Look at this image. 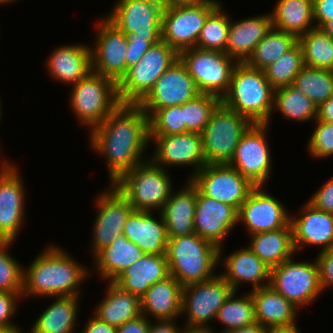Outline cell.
<instances>
[{"instance_id": "1", "label": "cell", "mask_w": 333, "mask_h": 333, "mask_svg": "<svg viewBox=\"0 0 333 333\" xmlns=\"http://www.w3.org/2000/svg\"><path fill=\"white\" fill-rule=\"evenodd\" d=\"M92 150L105 157L110 185L145 162L149 146V116L138 104L121 103L89 133Z\"/></svg>"}, {"instance_id": "2", "label": "cell", "mask_w": 333, "mask_h": 333, "mask_svg": "<svg viewBox=\"0 0 333 333\" xmlns=\"http://www.w3.org/2000/svg\"><path fill=\"white\" fill-rule=\"evenodd\" d=\"M58 245H49L24 268L25 296H81L79 285L89 276L87 267Z\"/></svg>"}, {"instance_id": "3", "label": "cell", "mask_w": 333, "mask_h": 333, "mask_svg": "<svg viewBox=\"0 0 333 333\" xmlns=\"http://www.w3.org/2000/svg\"><path fill=\"white\" fill-rule=\"evenodd\" d=\"M273 100L274 89L264 70L253 68L246 62H238L221 103L253 124L269 125L273 116Z\"/></svg>"}, {"instance_id": "4", "label": "cell", "mask_w": 333, "mask_h": 333, "mask_svg": "<svg viewBox=\"0 0 333 333\" xmlns=\"http://www.w3.org/2000/svg\"><path fill=\"white\" fill-rule=\"evenodd\" d=\"M166 257L170 275L183 287L217 275L219 248L196 233L169 238Z\"/></svg>"}, {"instance_id": "5", "label": "cell", "mask_w": 333, "mask_h": 333, "mask_svg": "<svg viewBox=\"0 0 333 333\" xmlns=\"http://www.w3.org/2000/svg\"><path fill=\"white\" fill-rule=\"evenodd\" d=\"M169 171L150 159L122 176L114 186L135 211H162L174 189Z\"/></svg>"}, {"instance_id": "6", "label": "cell", "mask_w": 333, "mask_h": 333, "mask_svg": "<svg viewBox=\"0 0 333 333\" xmlns=\"http://www.w3.org/2000/svg\"><path fill=\"white\" fill-rule=\"evenodd\" d=\"M71 87L69 100L72 112L81 125L89 127L90 131L121 104L117 84L94 71Z\"/></svg>"}, {"instance_id": "7", "label": "cell", "mask_w": 333, "mask_h": 333, "mask_svg": "<svg viewBox=\"0 0 333 333\" xmlns=\"http://www.w3.org/2000/svg\"><path fill=\"white\" fill-rule=\"evenodd\" d=\"M252 125L249 119L220 103L201 133L206 164H229Z\"/></svg>"}, {"instance_id": "8", "label": "cell", "mask_w": 333, "mask_h": 333, "mask_svg": "<svg viewBox=\"0 0 333 333\" xmlns=\"http://www.w3.org/2000/svg\"><path fill=\"white\" fill-rule=\"evenodd\" d=\"M177 59L179 54L163 40L152 45L117 84L120 103L138 104Z\"/></svg>"}, {"instance_id": "9", "label": "cell", "mask_w": 333, "mask_h": 333, "mask_svg": "<svg viewBox=\"0 0 333 333\" xmlns=\"http://www.w3.org/2000/svg\"><path fill=\"white\" fill-rule=\"evenodd\" d=\"M179 59L186 66L200 93L220 99L227 93L234 67L238 63L225 52L197 47L181 51Z\"/></svg>"}, {"instance_id": "10", "label": "cell", "mask_w": 333, "mask_h": 333, "mask_svg": "<svg viewBox=\"0 0 333 333\" xmlns=\"http://www.w3.org/2000/svg\"><path fill=\"white\" fill-rule=\"evenodd\" d=\"M269 285L298 309L310 306L323 292L316 259L296 262L289 258L271 268Z\"/></svg>"}, {"instance_id": "11", "label": "cell", "mask_w": 333, "mask_h": 333, "mask_svg": "<svg viewBox=\"0 0 333 333\" xmlns=\"http://www.w3.org/2000/svg\"><path fill=\"white\" fill-rule=\"evenodd\" d=\"M220 2L165 5L162 13L161 40L178 54L196 47L207 16Z\"/></svg>"}, {"instance_id": "12", "label": "cell", "mask_w": 333, "mask_h": 333, "mask_svg": "<svg viewBox=\"0 0 333 333\" xmlns=\"http://www.w3.org/2000/svg\"><path fill=\"white\" fill-rule=\"evenodd\" d=\"M232 286L220 275L204 282L186 285L182 289V316L186 329H212L218 310L233 292ZM210 326H209V325Z\"/></svg>"}, {"instance_id": "13", "label": "cell", "mask_w": 333, "mask_h": 333, "mask_svg": "<svg viewBox=\"0 0 333 333\" xmlns=\"http://www.w3.org/2000/svg\"><path fill=\"white\" fill-rule=\"evenodd\" d=\"M106 18L123 33L147 38L152 45L161 40L163 0H117Z\"/></svg>"}, {"instance_id": "14", "label": "cell", "mask_w": 333, "mask_h": 333, "mask_svg": "<svg viewBox=\"0 0 333 333\" xmlns=\"http://www.w3.org/2000/svg\"><path fill=\"white\" fill-rule=\"evenodd\" d=\"M190 181L205 195L239 210L256 187L229 164H206Z\"/></svg>"}, {"instance_id": "15", "label": "cell", "mask_w": 333, "mask_h": 333, "mask_svg": "<svg viewBox=\"0 0 333 333\" xmlns=\"http://www.w3.org/2000/svg\"><path fill=\"white\" fill-rule=\"evenodd\" d=\"M268 127V124H253L242 136L229 163L255 186H265L272 171V157L266 135Z\"/></svg>"}, {"instance_id": "16", "label": "cell", "mask_w": 333, "mask_h": 333, "mask_svg": "<svg viewBox=\"0 0 333 333\" xmlns=\"http://www.w3.org/2000/svg\"><path fill=\"white\" fill-rule=\"evenodd\" d=\"M95 200L97 212L91 234L92 257L123 234L124 225L134 211L130 202L114 185L101 192Z\"/></svg>"}, {"instance_id": "17", "label": "cell", "mask_w": 333, "mask_h": 333, "mask_svg": "<svg viewBox=\"0 0 333 333\" xmlns=\"http://www.w3.org/2000/svg\"><path fill=\"white\" fill-rule=\"evenodd\" d=\"M97 25L95 42L90 48L92 71L118 84L126 74V36L106 17Z\"/></svg>"}, {"instance_id": "18", "label": "cell", "mask_w": 333, "mask_h": 333, "mask_svg": "<svg viewBox=\"0 0 333 333\" xmlns=\"http://www.w3.org/2000/svg\"><path fill=\"white\" fill-rule=\"evenodd\" d=\"M201 94L186 66L177 59L138 103L149 116L154 110L183 105Z\"/></svg>"}, {"instance_id": "19", "label": "cell", "mask_w": 333, "mask_h": 333, "mask_svg": "<svg viewBox=\"0 0 333 333\" xmlns=\"http://www.w3.org/2000/svg\"><path fill=\"white\" fill-rule=\"evenodd\" d=\"M154 141L155 153L150 160L162 168L170 166H190L193 173L188 176L189 180L200 171L205 165L203 153L202 135L195 132H185L180 134L150 136V141Z\"/></svg>"}, {"instance_id": "20", "label": "cell", "mask_w": 333, "mask_h": 333, "mask_svg": "<svg viewBox=\"0 0 333 333\" xmlns=\"http://www.w3.org/2000/svg\"><path fill=\"white\" fill-rule=\"evenodd\" d=\"M264 189L256 186L238 210V223L245 226L249 235L281 229L290 223L283 202Z\"/></svg>"}, {"instance_id": "21", "label": "cell", "mask_w": 333, "mask_h": 333, "mask_svg": "<svg viewBox=\"0 0 333 333\" xmlns=\"http://www.w3.org/2000/svg\"><path fill=\"white\" fill-rule=\"evenodd\" d=\"M238 224V210L226 203L205 196L197 188L194 231L200 237L212 242L223 256V241Z\"/></svg>"}, {"instance_id": "22", "label": "cell", "mask_w": 333, "mask_h": 333, "mask_svg": "<svg viewBox=\"0 0 333 333\" xmlns=\"http://www.w3.org/2000/svg\"><path fill=\"white\" fill-rule=\"evenodd\" d=\"M14 164L0 172V240L16 241L25 221V186Z\"/></svg>"}, {"instance_id": "23", "label": "cell", "mask_w": 333, "mask_h": 333, "mask_svg": "<svg viewBox=\"0 0 333 333\" xmlns=\"http://www.w3.org/2000/svg\"><path fill=\"white\" fill-rule=\"evenodd\" d=\"M299 212L300 217L290 215L296 253L305 245L321 247V251L333 248V214L318 210L308 202Z\"/></svg>"}, {"instance_id": "24", "label": "cell", "mask_w": 333, "mask_h": 333, "mask_svg": "<svg viewBox=\"0 0 333 333\" xmlns=\"http://www.w3.org/2000/svg\"><path fill=\"white\" fill-rule=\"evenodd\" d=\"M158 215L134 210L124 225L123 235L145 254L166 255L169 237L161 212Z\"/></svg>"}, {"instance_id": "25", "label": "cell", "mask_w": 333, "mask_h": 333, "mask_svg": "<svg viewBox=\"0 0 333 333\" xmlns=\"http://www.w3.org/2000/svg\"><path fill=\"white\" fill-rule=\"evenodd\" d=\"M220 263L224 265L225 269L220 275L234 291H239L240 284H248V282L252 283V290L270 284L271 268L248 247H241L228 256L226 255L225 258L219 256V265Z\"/></svg>"}, {"instance_id": "26", "label": "cell", "mask_w": 333, "mask_h": 333, "mask_svg": "<svg viewBox=\"0 0 333 333\" xmlns=\"http://www.w3.org/2000/svg\"><path fill=\"white\" fill-rule=\"evenodd\" d=\"M90 48L78 43L55 47L46 61L47 72L59 82L76 84L92 71Z\"/></svg>"}, {"instance_id": "27", "label": "cell", "mask_w": 333, "mask_h": 333, "mask_svg": "<svg viewBox=\"0 0 333 333\" xmlns=\"http://www.w3.org/2000/svg\"><path fill=\"white\" fill-rule=\"evenodd\" d=\"M232 22L228 31L225 53L237 62H246L257 44L272 28L271 13Z\"/></svg>"}, {"instance_id": "28", "label": "cell", "mask_w": 333, "mask_h": 333, "mask_svg": "<svg viewBox=\"0 0 333 333\" xmlns=\"http://www.w3.org/2000/svg\"><path fill=\"white\" fill-rule=\"evenodd\" d=\"M182 289L183 286L171 275L151 285L140 298L141 314L155 321L181 318Z\"/></svg>"}, {"instance_id": "29", "label": "cell", "mask_w": 333, "mask_h": 333, "mask_svg": "<svg viewBox=\"0 0 333 333\" xmlns=\"http://www.w3.org/2000/svg\"><path fill=\"white\" fill-rule=\"evenodd\" d=\"M250 294L255 305L257 323L270 329L296 326L295 319L300 310L271 285L250 290Z\"/></svg>"}, {"instance_id": "30", "label": "cell", "mask_w": 333, "mask_h": 333, "mask_svg": "<svg viewBox=\"0 0 333 333\" xmlns=\"http://www.w3.org/2000/svg\"><path fill=\"white\" fill-rule=\"evenodd\" d=\"M181 190H172L161 214L165 221L169 238L195 233L194 215L197 200V187L187 178Z\"/></svg>"}, {"instance_id": "31", "label": "cell", "mask_w": 333, "mask_h": 333, "mask_svg": "<svg viewBox=\"0 0 333 333\" xmlns=\"http://www.w3.org/2000/svg\"><path fill=\"white\" fill-rule=\"evenodd\" d=\"M170 276L166 255L145 254L125 269L115 282L123 290L141 298L149 287Z\"/></svg>"}, {"instance_id": "32", "label": "cell", "mask_w": 333, "mask_h": 333, "mask_svg": "<svg viewBox=\"0 0 333 333\" xmlns=\"http://www.w3.org/2000/svg\"><path fill=\"white\" fill-rule=\"evenodd\" d=\"M145 253L123 234L117 236L113 242L101 249L93 258L98 275L106 282H113L120 274Z\"/></svg>"}, {"instance_id": "33", "label": "cell", "mask_w": 333, "mask_h": 333, "mask_svg": "<svg viewBox=\"0 0 333 333\" xmlns=\"http://www.w3.org/2000/svg\"><path fill=\"white\" fill-rule=\"evenodd\" d=\"M105 289V298L94 312L99 320L118 327L142 315L139 296L123 290L115 282H108Z\"/></svg>"}, {"instance_id": "34", "label": "cell", "mask_w": 333, "mask_h": 333, "mask_svg": "<svg viewBox=\"0 0 333 333\" xmlns=\"http://www.w3.org/2000/svg\"><path fill=\"white\" fill-rule=\"evenodd\" d=\"M250 238L248 248L270 268L294 257L296 253L290 223L281 229L250 235Z\"/></svg>"}, {"instance_id": "35", "label": "cell", "mask_w": 333, "mask_h": 333, "mask_svg": "<svg viewBox=\"0 0 333 333\" xmlns=\"http://www.w3.org/2000/svg\"><path fill=\"white\" fill-rule=\"evenodd\" d=\"M80 299V296L55 297L35 320L30 333H76Z\"/></svg>"}, {"instance_id": "36", "label": "cell", "mask_w": 333, "mask_h": 333, "mask_svg": "<svg viewBox=\"0 0 333 333\" xmlns=\"http://www.w3.org/2000/svg\"><path fill=\"white\" fill-rule=\"evenodd\" d=\"M271 16L273 28L297 37L316 27L313 0H278Z\"/></svg>"}, {"instance_id": "37", "label": "cell", "mask_w": 333, "mask_h": 333, "mask_svg": "<svg viewBox=\"0 0 333 333\" xmlns=\"http://www.w3.org/2000/svg\"><path fill=\"white\" fill-rule=\"evenodd\" d=\"M278 110L285 119L300 122L316 120L318 106L293 85L274 90L273 111Z\"/></svg>"}, {"instance_id": "38", "label": "cell", "mask_w": 333, "mask_h": 333, "mask_svg": "<svg viewBox=\"0 0 333 333\" xmlns=\"http://www.w3.org/2000/svg\"><path fill=\"white\" fill-rule=\"evenodd\" d=\"M304 65L333 71V37L315 27L298 37Z\"/></svg>"}, {"instance_id": "39", "label": "cell", "mask_w": 333, "mask_h": 333, "mask_svg": "<svg viewBox=\"0 0 333 333\" xmlns=\"http://www.w3.org/2000/svg\"><path fill=\"white\" fill-rule=\"evenodd\" d=\"M297 43L296 35L272 27L257 44L246 63L253 68L264 70Z\"/></svg>"}, {"instance_id": "40", "label": "cell", "mask_w": 333, "mask_h": 333, "mask_svg": "<svg viewBox=\"0 0 333 333\" xmlns=\"http://www.w3.org/2000/svg\"><path fill=\"white\" fill-rule=\"evenodd\" d=\"M236 294L237 291H233L218 310L215 320L225 326L222 333L257 323L255 305L250 292L240 297Z\"/></svg>"}, {"instance_id": "41", "label": "cell", "mask_w": 333, "mask_h": 333, "mask_svg": "<svg viewBox=\"0 0 333 333\" xmlns=\"http://www.w3.org/2000/svg\"><path fill=\"white\" fill-rule=\"evenodd\" d=\"M292 85L302 90L319 107L333 96V71L304 66Z\"/></svg>"}, {"instance_id": "42", "label": "cell", "mask_w": 333, "mask_h": 333, "mask_svg": "<svg viewBox=\"0 0 333 333\" xmlns=\"http://www.w3.org/2000/svg\"><path fill=\"white\" fill-rule=\"evenodd\" d=\"M300 44L285 52L264 69L266 78L274 90L292 85L295 77L304 67Z\"/></svg>"}, {"instance_id": "43", "label": "cell", "mask_w": 333, "mask_h": 333, "mask_svg": "<svg viewBox=\"0 0 333 333\" xmlns=\"http://www.w3.org/2000/svg\"><path fill=\"white\" fill-rule=\"evenodd\" d=\"M222 10L220 3L207 16L197 40V48L225 52L231 17L227 16V12Z\"/></svg>"}, {"instance_id": "44", "label": "cell", "mask_w": 333, "mask_h": 333, "mask_svg": "<svg viewBox=\"0 0 333 333\" xmlns=\"http://www.w3.org/2000/svg\"><path fill=\"white\" fill-rule=\"evenodd\" d=\"M220 103L219 97L203 93L184 103V122L187 130L201 134Z\"/></svg>"}, {"instance_id": "45", "label": "cell", "mask_w": 333, "mask_h": 333, "mask_svg": "<svg viewBox=\"0 0 333 333\" xmlns=\"http://www.w3.org/2000/svg\"><path fill=\"white\" fill-rule=\"evenodd\" d=\"M189 132L184 122V104L154 110L149 115V136Z\"/></svg>"}, {"instance_id": "46", "label": "cell", "mask_w": 333, "mask_h": 333, "mask_svg": "<svg viewBox=\"0 0 333 333\" xmlns=\"http://www.w3.org/2000/svg\"><path fill=\"white\" fill-rule=\"evenodd\" d=\"M13 243L0 240V291L23 293L25 266L9 254L8 249Z\"/></svg>"}, {"instance_id": "47", "label": "cell", "mask_w": 333, "mask_h": 333, "mask_svg": "<svg viewBox=\"0 0 333 333\" xmlns=\"http://www.w3.org/2000/svg\"><path fill=\"white\" fill-rule=\"evenodd\" d=\"M316 128L307 143L309 155L318 159L333 156V123L315 120Z\"/></svg>"}, {"instance_id": "48", "label": "cell", "mask_w": 333, "mask_h": 333, "mask_svg": "<svg viewBox=\"0 0 333 333\" xmlns=\"http://www.w3.org/2000/svg\"><path fill=\"white\" fill-rule=\"evenodd\" d=\"M22 299V293L0 291V329L21 331L19 326L11 321L17 312V304Z\"/></svg>"}, {"instance_id": "49", "label": "cell", "mask_w": 333, "mask_h": 333, "mask_svg": "<svg viewBox=\"0 0 333 333\" xmlns=\"http://www.w3.org/2000/svg\"><path fill=\"white\" fill-rule=\"evenodd\" d=\"M128 42L126 51V73L129 67L136 64L149 50L152 44L147 38L133 37V33H124Z\"/></svg>"}, {"instance_id": "50", "label": "cell", "mask_w": 333, "mask_h": 333, "mask_svg": "<svg viewBox=\"0 0 333 333\" xmlns=\"http://www.w3.org/2000/svg\"><path fill=\"white\" fill-rule=\"evenodd\" d=\"M306 202L318 210L333 214V177L319 187Z\"/></svg>"}, {"instance_id": "51", "label": "cell", "mask_w": 333, "mask_h": 333, "mask_svg": "<svg viewBox=\"0 0 333 333\" xmlns=\"http://www.w3.org/2000/svg\"><path fill=\"white\" fill-rule=\"evenodd\" d=\"M318 263L322 291L333 287V248L319 251L315 256Z\"/></svg>"}, {"instance_id": "52", "label": "cell", "mask_w": 333, "mask_h": 333, "mask_svg": "<svg viewBox=\"0 0 333 333\" xmlns=\"http://www.w3.org/2000/svg\"><path fill=\"white\" fill-rule=\"evenodd\" d=\"M314 21L322 28L333 17V0H313Z\"/></svg>"}, {"instance_id": "53", "label": "cell", "mask_w": 333, "mask_h": 333, "mask_svg": "<svg viewBox=\"0 0 333 333\" xmlns=\"http://www.w3.org/2000/svg\"><path fill=\"white\" fill-rule=\"evenodd\" d=\"M151 320L144 315L117 327V333H149Z\"/></svg>"}, {"instance_id": "54", "label": "cell", "mask_w": 333, "mask_h": 333, "mask_svg": "<svg viewBox=\"0 0 333 333\" xmlns=\"http://www.w3.org/2000/svg\"><path fill=\"white\" fill-rule=\"evenodd\" d=\"M82 333H117V327L99 320L96 316H92L85 322ZM81 333V332H80Z\"/></svg>"}, {"instance_id": "55", "label": "cell", "mask_w": 333, "mask_h": 333, "mask_svg": "<svg viewBox=\"0 0 333 333\" xmlns=\"http://www.w3.org/2000/svg\"><path fill=\"white\" fill-rule=\"evenodd\" d=\"M176 320L151 321L149 333H183L184 327L178 328ZM154 323V324H153Z\"/></svg>"}, {"instance_id": "56", "label": "cell", "mask_w": 333, "mask_h": 333, "mask_svg": "<svg viewBox=\"0 0 333 333\" xmlns=\"http://www.w3.org/2000/svg\"><path fill=\"white\" fill-rule=\"evenodd\" d=\"M316 120L333 123V96L318 107Z\"/></svg>"}, {"instance_id": "57", "label": "cell", "mask_w": 333, "mask_h": 333, "mask_svg": "<svg viewBox=\"0 0 333 333\" xmlns=\"http://www.w3.org/2000/svg\"><path fill=\"white\" fill-rule=\"evenodd\" d=\"M226 333H270V328L263 327L259 323H254L243 328L230 330Z\"/></svg>"}, {"instance_id": "58", "label": "cell", "mask_w": 333, "mask_h": 333, "mask_svg": "<svg viewBox=\"0 0 333 333\" xmlns=\"http://www.w3.org/2000/svg\"><path fill=\"white\" fill-rule=\"evenodd\" d=\"M165 5L219 2V0H163Z\"/></svg>"}, {"instance_id": "59", "label": "cell", "mask_w": 333, "mask_h": 333, "mask_svg": "<svg viewBox=\"0 0 333 333\" xmlns=\"http://www.w3.org/2000/svg\"><path fill=\"white\" fill-rule=\"evenodd\" d=\"M270 333H301V330L296 326L289 328H274L270 329Z\"/></svg>"}, {"instance_id": "60", "label": "cell", "mask_w": 333, "mask_h": 333, "mask_svg": "<svg viewBox=\"0 0 333 333\" xmlns=\"http://www.w3.org/2000/svg\"><path fill=\"white\" fill-rule=\"evenodd\" d=\"M183 333H216L213 329H203V328H200V329H186L184 328V331Z\"/></svg>"}, {"instance_id": "61", "label": "cell", "mask_w": 333, "mask_h": 333, "mask_svg": "<svg viewBox=\"0 0 333 333\" xmlns=\"http://www.w3.org/2000/svg\"><path fill=\"white\" fill-rule=\"evenodd\" d=\"M322 29L333 37V17L322 27Z\"/></svg>"}, {"instance_id": "62", "label": "cell", "mask_w": 333, "mask_h": 333, "mask_svg": "<svg viewBox=\"0 0 333 333\" xmlns=\"http://www.w3.org/2000/svg\"><path fill=\"white\" fill-rule=\"evenodd\" d=\"M0 172H3V171H6L8 170L9 168H11L13 166L14 163H11L10 161L8 162L7 160H1L0 159Z\"/></svg>"}, {"instance_id": "63", "label": "cell", "mask_w": 333, "mask_h": 333, "mask_svg": "<svg viewBox=\"0 0 333 333\" xmlns=\"http://www.w3.org/2000/svg\"><path fill=\"white\" fill-rule=\"evenodd\" d=\"M15 1H18V0H0V4L2 5H5V4H11V3H13V2H15ZM11 2V3H10Z\"/></svg>"}, {"instance_id": "64", "label": "cell", "mask_w": 333, "mask_h": 333, "mask_svg": "<svg viewBox=\"0 0 333 333\" xmlns=\"http://www.w3.org/2000/svg\"><path fill=\"white\" fill-rule=\"evenodd\" d=\"M0 333H23L22 331H8L4 329H0Z\"/></svg>"}, {"instance_id": "65", "label": "cell", "mask_w": 333, "mask_h": 333, "mask_svg": "<svg viewBox=\"0 0 333 333\" xmlns=\"http://www.w3.org/2000/svg\"><path fill=\"white\" fill-rule=\"evenodd\" d=\"M1 103H2V101H1V99H0V119L2 118V117H1V116H2V109H1V108H2V104H1ZM0 122H1V120H0Z\"/></svg>"}]
</instances>
